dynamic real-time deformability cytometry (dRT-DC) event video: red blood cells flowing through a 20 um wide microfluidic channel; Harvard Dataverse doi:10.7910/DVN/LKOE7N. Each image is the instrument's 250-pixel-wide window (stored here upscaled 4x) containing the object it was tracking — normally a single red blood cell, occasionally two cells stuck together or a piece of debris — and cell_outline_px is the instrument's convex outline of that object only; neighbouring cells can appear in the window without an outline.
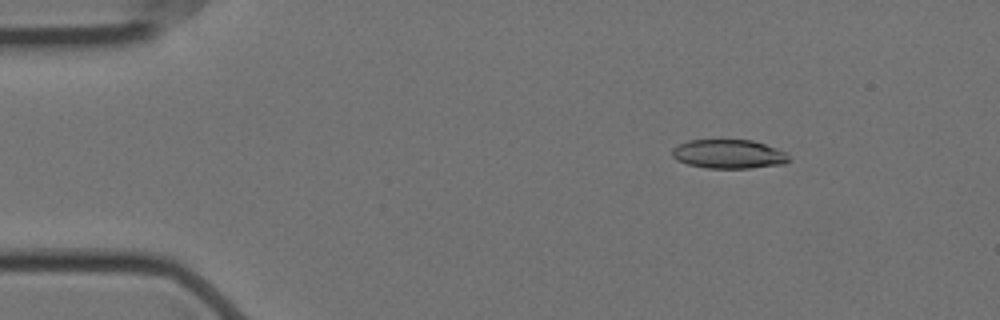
{"species": "Egyptian fruit bat (a non-hibernating species)", "species_latin": "Rousettus aegyptiacus", "temperature_condition": "cold", "stored_images_in_passage": 57, "camera_frame_rate_fps": 3000, "um_per_image_px": 0.085, "animal": {"sex": "female"}, "frame": {"image": 1, "passage_image": 8, "time_ms": 2.333, "image_size_px": [1000, 320], "cell_outline_px": [[792, 160], [784, 164], [748, 168], [708, 168], [688, 164], [676, 160], [672, 156], [672, 148], [688, 140], [752, 140], [776, 148], [784, 152]], "centroid_in_image_um": [61.93, 13.1], "position_along_channel_um": 23.1, "area_um2": 19.65}}
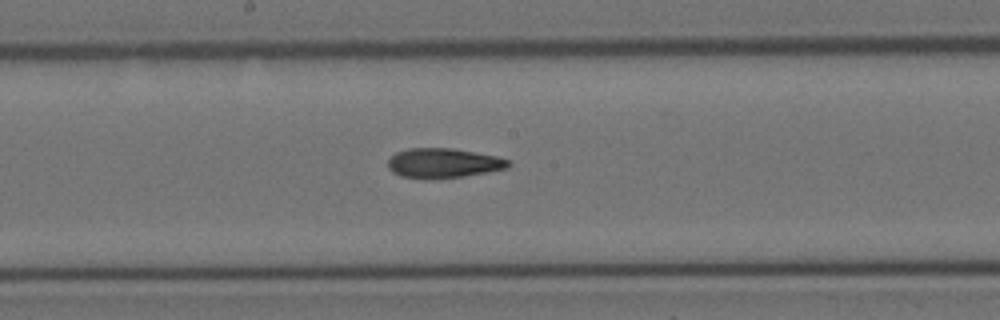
{"frame": {"image": 2, "passage_image": 30, "time_ms": 9.667, "image_size_px": [1000, 320], "cell_outline_px": [[512, 164], [508, 168], [488, 172], [464, 176], [400, 176], [392, 172], [388, 168], [388, 160], [396, 152], [408, 148], [452, 148], [496, 156], [508, 160]], "centroid_in_image_um": [37.71, 13.82], "position_along_channel_um": 210.5, "area_um2": 20.11}}
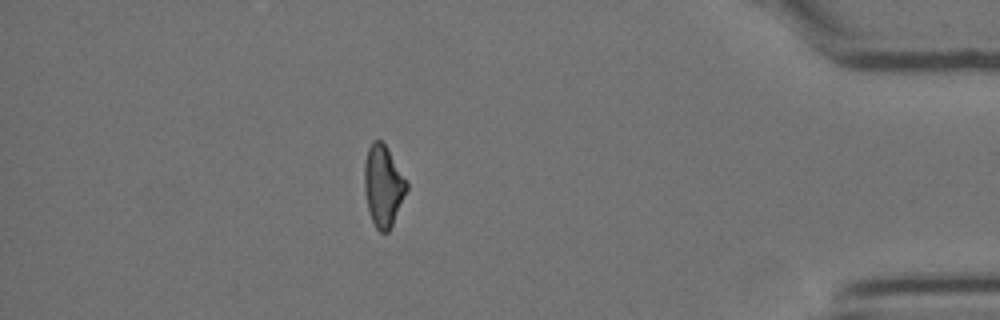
{"frame": {"image": 3, "passage_image": 50, "time_ms": 16.333, "image_size_px": [1000, 320], "cell_outline_px": [[408, 188], [392, 224], [388, 232], [380, 232], [376, 228], [372, 220], [368, 208], [364, 188], [364, 164], [368, 148], [372, 140], [380, 140], [384, 144], [408, 180]], "centroid_in_image_um": [32.57, 15.77], "position_along_channel_um": 402.6, "area_um2": 19.88}, "authors_computed_cell_mechanics": {"area_um2": 20.519, "velocity_mm_per_s": 3.5394, "shape_relaxation_time_tau1_ms": null, "shape_relaxation_time_tau2_ms": 4.1436, "deformation_change_tau1": null, "deformation_change_tau2": 0.1284}}